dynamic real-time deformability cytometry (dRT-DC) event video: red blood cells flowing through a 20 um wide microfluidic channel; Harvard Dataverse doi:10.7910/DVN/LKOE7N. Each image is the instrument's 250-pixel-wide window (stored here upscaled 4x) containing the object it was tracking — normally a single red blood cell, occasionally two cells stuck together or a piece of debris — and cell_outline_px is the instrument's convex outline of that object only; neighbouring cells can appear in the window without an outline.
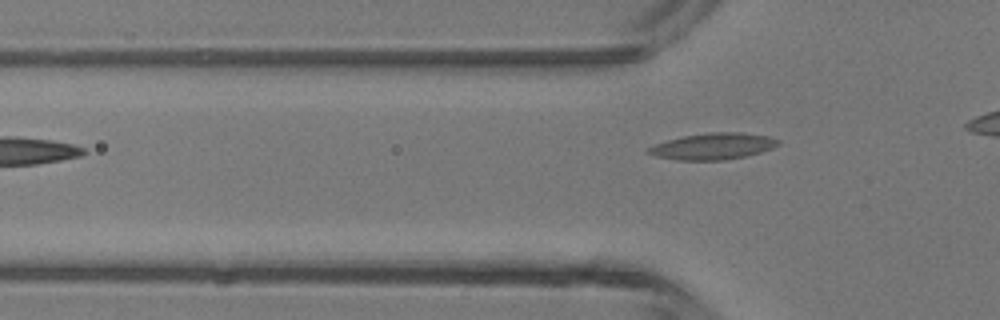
{"species": "common noctule bat (a hibernating species)", "species_latin": "Nyctalus noctula", "temperature_condition": "room temperature", "stored_images_in_passage": 5, "camera_frame_rate_fps": 3000, "um_per_image_px": 0.085, "animal": {"sex": "male", "body_mass_g": 13.3}, "frame": {"image": 1, "passage_image": 2, "time_ms": 0.333, "image_size_px": [1000, 320], "cell_outline_px": [[780, 144], [772, 148], [760, 152], [744, 156], [724, 160], [676, 160], [656, 156], [644, 152], [644, 148], [668, 140], [684, 136], [708, 132], [740, 132], [768, 136], [780, 140]], "centroid_in_image_um": [60.57, 12.43], "position_along_channel_um": 65.2, "area_um2": 20.0}}
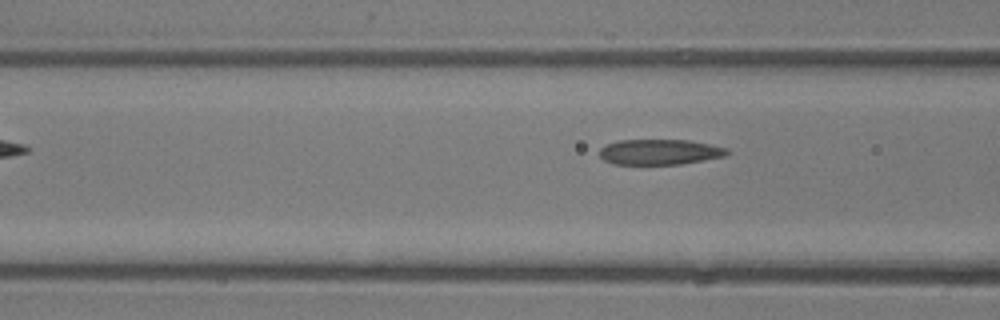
{"frame": {"image": 2, "passage_image": 4, "time_ms": 1.0, "image_size_px": [1000, 320], "cell_outline_px": [[728, 152], [724, 156], [680, 164], [612, 164], [604, 160], [600, 156], [600, 148], [608, 144], [620, 140], [688, 140], [728, 148]], "centroid_in_image_um": [56.04, 12.92], "position_along_channel_um": 110.6, "area_um2": 18.67}}